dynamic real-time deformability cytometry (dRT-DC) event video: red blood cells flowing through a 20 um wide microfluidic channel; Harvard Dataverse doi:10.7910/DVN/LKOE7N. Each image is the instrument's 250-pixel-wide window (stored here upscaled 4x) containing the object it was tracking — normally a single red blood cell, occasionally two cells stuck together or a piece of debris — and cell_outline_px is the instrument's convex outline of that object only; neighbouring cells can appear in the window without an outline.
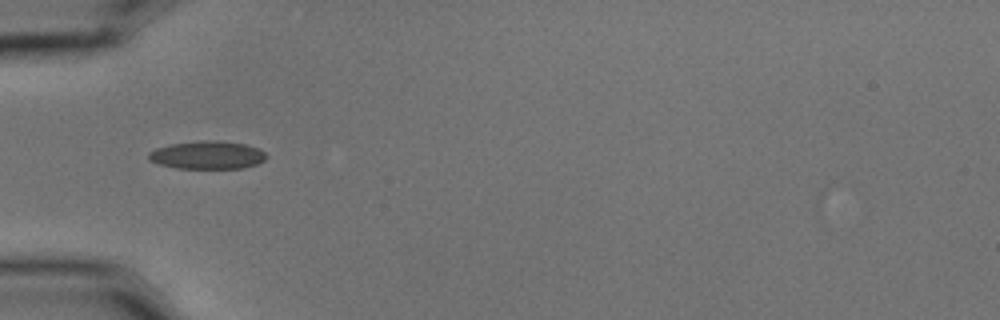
{"species": "common noctule bat (a hibernating species)", "species_latin": "Nyctalus noctula", "temperature_condition": "cold", "stored_images_in_passage": 7, "camera_frame_rate_fps": 3000, "um_per_image_px": 0.085, "animal": {"sex": "male", "body_mass_g": 15.6}, "frame": {"image": 1, "passage_image": 6, "time_ms": 1.667, "image_size_px": [1000, 320], "cell_outline_px": [[268, 156], [264, 160], [256, 164], [244, 168], [176, 168], [160, 164], [148, 160], [148, 152], [156, 148], [172, 144], [204, 140], [216, 140], [244, 144], [256, 148], [264, 152]], "centroid_in_image_um": [17.61, 13.18], "position_along_channel_um": 67.4, "area_um2": 19.07}}
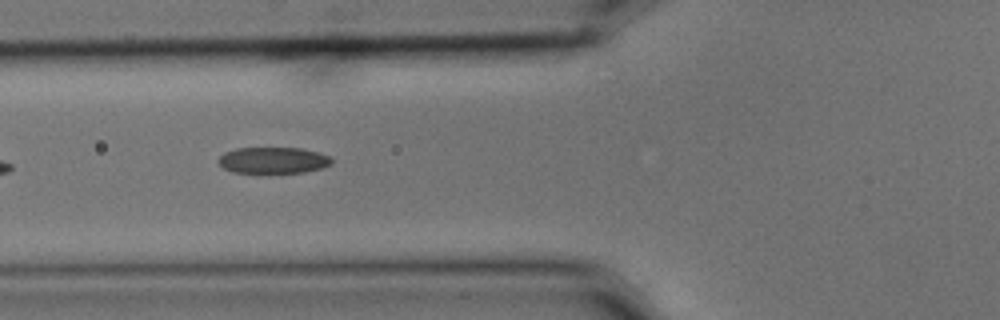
{"frame": {"image": 2, "passage_image": 7, "time_ms": 2.0, "image_size_px": [1000, 320], "cell_outline_px": [[332, 164], [324, 168], [304, 172], [232, 172], [224, 168], [216, 160], [224, 152], [236, 148], [300, 148], [320, 152], [328, 156], [332, 160]], "centroid_in_image_um": [23.23, 13.61], "position_along_channel_um": 102.6, "area_um2": 17.34}}